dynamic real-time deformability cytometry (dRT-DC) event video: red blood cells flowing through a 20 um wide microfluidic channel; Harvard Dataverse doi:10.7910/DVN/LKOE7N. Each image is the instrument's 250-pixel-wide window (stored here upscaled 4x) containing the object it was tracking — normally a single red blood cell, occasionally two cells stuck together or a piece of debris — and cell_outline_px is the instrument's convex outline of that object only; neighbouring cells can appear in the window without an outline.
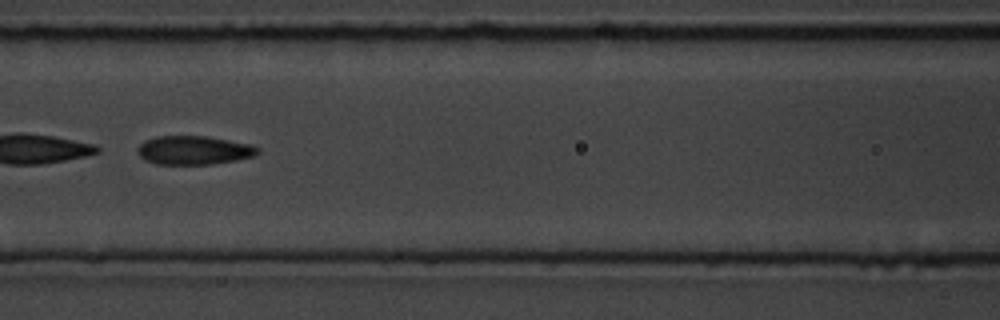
{"species": "common noctule bat (a hibernating species)", "species_latin": "Nyctalus noctula", "temperature_condition": "room temperature", "stored_images_in_passage": 15, "camera_frame_rate_fps": 3000, "um_per_image_px": 0.085, "animal": {"sex": "male", "body_mass_g": 19.5, "forearm_length_mm": 54.6}, "frame": {"image": 1, "passage_image": 7, "time_ms": 7.667, "image_size_px": [1000, 320], "cell_outline_px": [[260, 152], [256, 156], [236, 160], [212, 164], [156, 164], [144, 160], [136, 152], [136, 148], [144, 140], [156, 136], [204, 136], [252, 144], [260, 148]], "centroid_in_image_um": [16.47, 12.77], "position_along_channel_um": 150.1, "area_um2": 20.35}}
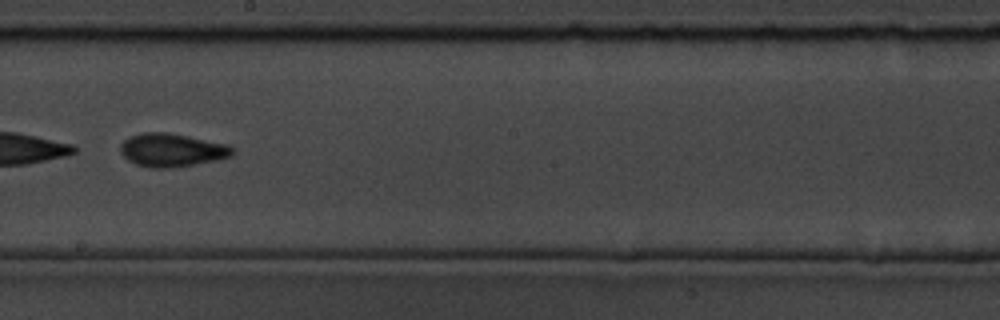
{"frame": {"image": 2, "passage_image": 9, "time_ms": 10.0, "image_size_px": [1000, 320], "cell_outline_px": [[236, 152], [232, 156], [216, 160], [172, 168], [148, 168], [136, 164], [128, 160], [120, 152], [120, 144], [124, 140], [132, 136], [144, 132], [164, 132], [228, 144], [236, 148]], "centroid_in_image_um": [14.63, 12.77], "position_along_channel_um": 233.6, "area_um2": 21.73}}
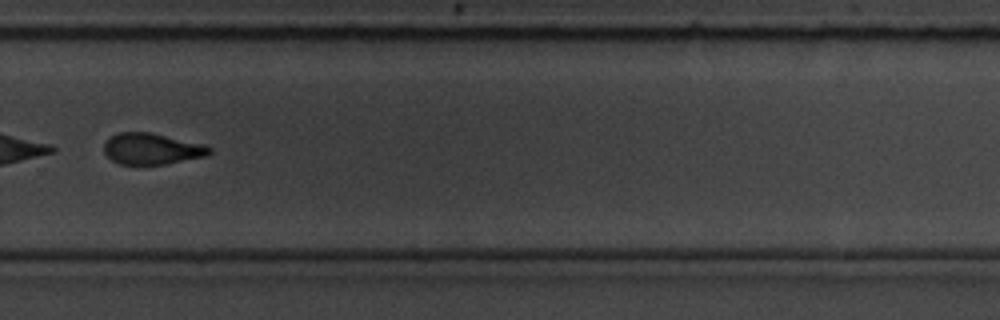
{"frame": {"image": 3, "passage_image": 11, "time_ms": 12.333, "image_size_px": [1000, 320], "cell_outline_px": [[212, 152], [204, 156], [164, 164], [120, 164], [112, 160], [104, 152], [104, 140], [120, 132], [152, 132], [204, 144], [212, 148]], "centroid_in_image_um": [12.89, 12.63], "position_along_channel_um": 316.9, "area_um2": 19.13}, "authors_computed_cell_mechanics": {"area_um2": 20.3456, "velocity_mm_per_s": 3.5855, "shape_relaxation_time_tau1_ms": 3.1695, "shape_relaxation_time_tau2_ms": 4.3946, "deformation_change_tau1": 0.0863, "deformation_change_tau2": 0.0757}}